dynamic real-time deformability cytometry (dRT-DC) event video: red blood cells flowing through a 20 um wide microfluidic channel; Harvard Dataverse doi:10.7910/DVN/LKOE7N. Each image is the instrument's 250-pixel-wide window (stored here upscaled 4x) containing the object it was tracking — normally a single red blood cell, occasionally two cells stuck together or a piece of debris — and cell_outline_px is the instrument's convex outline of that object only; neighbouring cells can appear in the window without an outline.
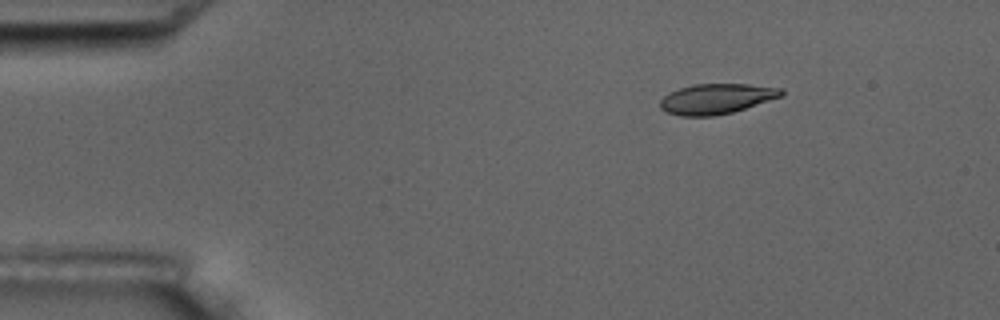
{"species": "common noctule bat (a hibernating species)", "species_latin": "Nyctalus noctula", "temperature_condition": "room temperature", "stored_images_in_passage": 5, "camera_frame_rate_fps": 3000, "um_per_image_px": 0.085, "animal": {"sex": "male", "body_mass_g": 17.5, "forearm_length_mm": 52.3}, "frame": {"image": 1, "passage_image": 3, "time_ms": 2.0, "image_size_px": [1000, 320], "cell_outline_px": [[784, 96], [732, 112], [712, 116], [680, 116], [664, 112], [660, 108], [660, 100], [664, 96], [680, 88], [696, 84], [748, 84], [784, 88]], "centroid_in_image_um": [60.92, 8.4], "position_along_channel_um": 24.1, "area_um2": 21.39}}